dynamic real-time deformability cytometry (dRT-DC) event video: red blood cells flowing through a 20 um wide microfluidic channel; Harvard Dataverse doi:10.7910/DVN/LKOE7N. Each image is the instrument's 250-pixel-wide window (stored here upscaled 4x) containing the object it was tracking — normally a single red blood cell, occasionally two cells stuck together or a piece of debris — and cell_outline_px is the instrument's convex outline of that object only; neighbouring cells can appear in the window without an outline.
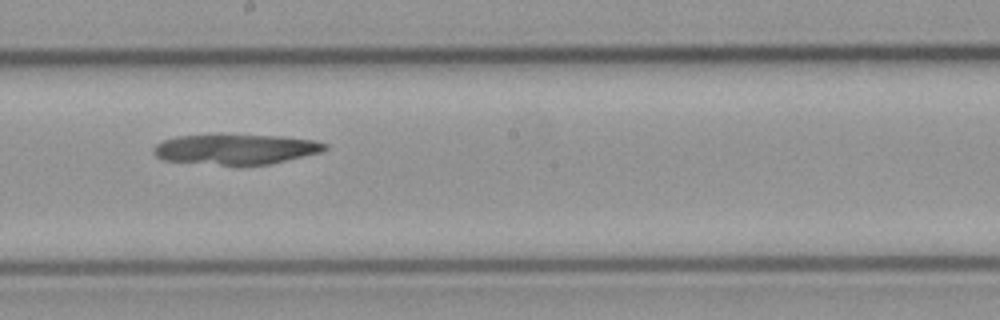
{"species": "common noctule bat (a hibernating species)", "species_latin": "Nyctalus noctula", "temperature_condition": "cold", "stored_images_in_passage": 40, "segment_of_instrument_passage": [1, 2], "camera_frame_rate_fps": 3000, "um_per_image_px": 0.085, "animal": {"sex": "male", "body_mass_g": 23.1, "forearm_length_mm": 52.7}, "frame": {"image": 1, "passage_image": 15, "time_ms": 4.667, "image_size_px": [1000, 320], "cell_outline_px": [[328, 148], [324, 152], [268, 164], [220, 164], [164, 160], [156, 156], [152, 152], [152, 148], [156, 144], [164, 140], [176, 136], [280, 136], [316, 140], [328, 144]], "centroid_in_image_um": [20.1, 12.68], "position_along_channel_um": 228.1, "area_um2": 29.48}}